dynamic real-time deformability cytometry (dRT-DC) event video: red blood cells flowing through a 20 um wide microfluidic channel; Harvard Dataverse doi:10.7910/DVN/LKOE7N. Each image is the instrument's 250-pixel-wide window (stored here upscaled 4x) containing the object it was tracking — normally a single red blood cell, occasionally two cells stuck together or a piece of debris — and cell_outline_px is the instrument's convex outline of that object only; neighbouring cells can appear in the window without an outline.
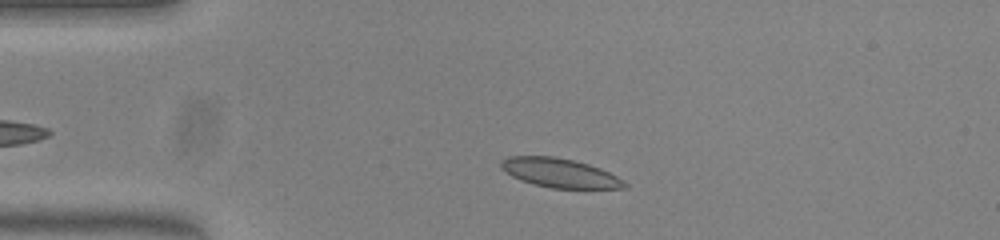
{"species": "common noctule bat (a hibernating species)", "species_latin": "Nyctalus noctula", "temperature_condition": "warm", "stored_images_in_passage": 40, "camera_frame_rate_fps": 3000, "um_per_image_px": 0.085, "animal": {"sex": "female", "body_mass_g": 23.0, "forearm_length_mm": 53.4}, "frame": {"image": 1, "passage_image": 6, "time_ms": 1.667, "image_size_px": [1000, 240], "cell_outline_px": [[628, 188], [552, 188], [532, 184], [520, 180], [512, 176], [500, 168], [500, 160], [508, 156], [552, 156], [572, 160], [588, 164], [600, 168], [624, 180], [628, 184]], "centroid_in_image_um": [47.55, 14.7], "position_along_channel_um": 37.4, "area_um2": 20.98}}
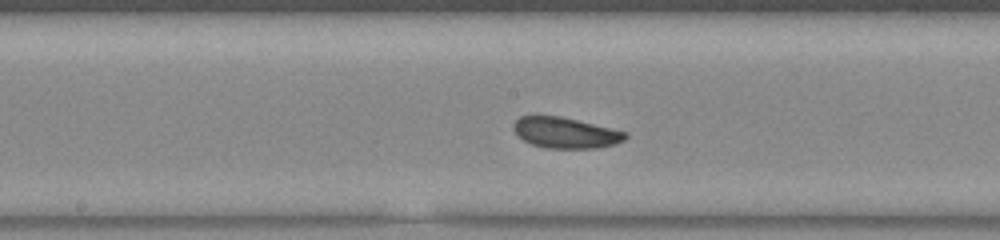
{"frame": {"image": 2, "passage_image": 21, "time_ms": 6.667, "image_size_px": [1000, 240], "cell_outline_px": [[628, 136], [624, 140], [616, 144], [596, 148], [544, 148], [532, 144], [524, 140], [512, 128], [512, 124], [520, 116], [560, 116], [612, 128], [628, 132]], "centroid_in_image_um": [48.09, 11.28], "position_along_channel_um": 200.1, "area_um2": 20.06}}
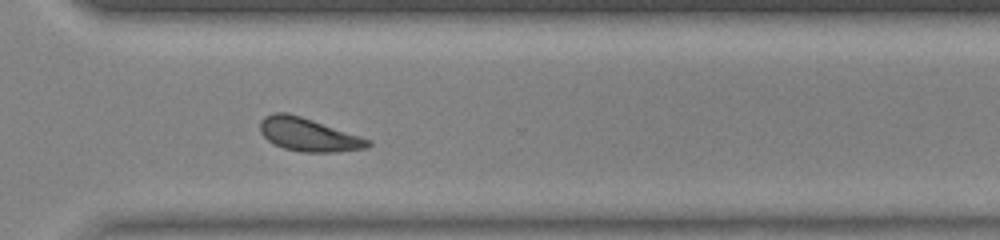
{"frame": {"image": 3, "passage_image": 32, "time_ms": 10.333, "image_size_px": [1000, 240], "cell_outline_px": [[372, 144], [368, 148], [336, 152], [304, 152], [284, 148], [272, 144], [260, 132], [260, 120], [264, 116], [272, 112], [288, 112], [372, 140]], "centroid_in_image_um": [26.2, 11.44], "position_along_channel_um": 344.4, "area_um2": 20.92}, "authors_computed_cell_mechanics": {"area_um2": 20.8947, "velocity_mm_per_s": 3.9329, "shape_relaxation_time_tau1_ms": 2.7592, "shape_relaxation_time_tau2_ms": 5.6687, "deformation_change_tau1": 0.0754, "deformation_change_tau2": 0.1207}}